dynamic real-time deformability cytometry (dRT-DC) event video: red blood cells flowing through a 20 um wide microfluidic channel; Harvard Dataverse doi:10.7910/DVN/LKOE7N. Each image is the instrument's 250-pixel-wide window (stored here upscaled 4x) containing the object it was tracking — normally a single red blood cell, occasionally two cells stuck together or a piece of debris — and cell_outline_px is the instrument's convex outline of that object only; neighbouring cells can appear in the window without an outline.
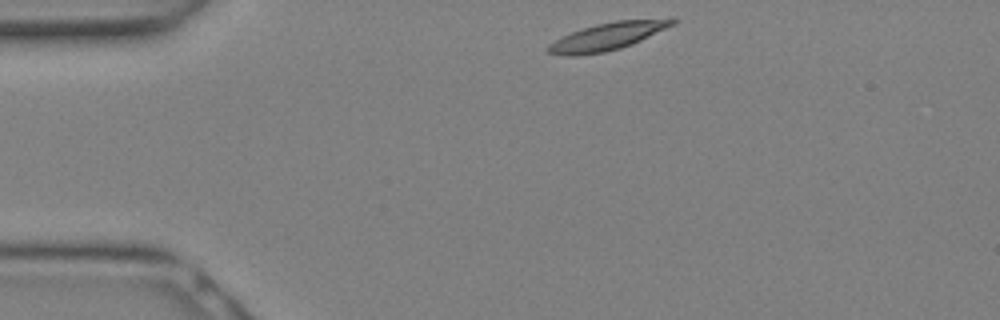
{"species": "Egyptian fruit bat (a non-hibernating species)", "species_latin": "Rousettus aegyptiacus", "temperature_condition": "warm", "stored_images_in_passage": 11, "camera_frame_rate_fps": 3000, "um_per_image_px": 0.085, "animal": {"sex": "female"}, "frame": {"image": 1, "passage_image": 1, "time_ms": 0.0, "image_size_px": [1000, 320], "cell_outline_px": [[676, 24], [632, 44], [620, 48], [604, 52], [576, 56], [564, 56], [548, 52], [544, 48], [548, 44], [572, 32], [596, 24], [616, 20], [676, 16]], "centroid_in_image_um": [51.73, 3.06], "position_along_channel_um": 33.3, "area_um2": 20.29}}
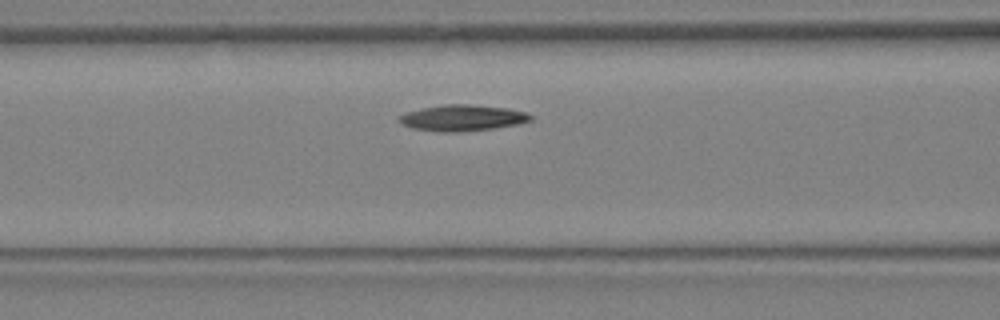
{"frame": {"image": 2, "passage_image": 7, "time_ms": 2.0, "image_size_px": [1000, 320], "cell_outline_px": [[532, 120], [516, 124], [492, 128], [452, 132], [440, 132], [412, 128], [396, 120], [400, 116], [408, 112], [424, 108], [444, 104], [472, 104], [508, 108], [524, 112], [532, 116]], "centroid_in_image_um": [39.3, 10.01], "position_along_channel_um": 127.3, "area_um2": 19.65}}
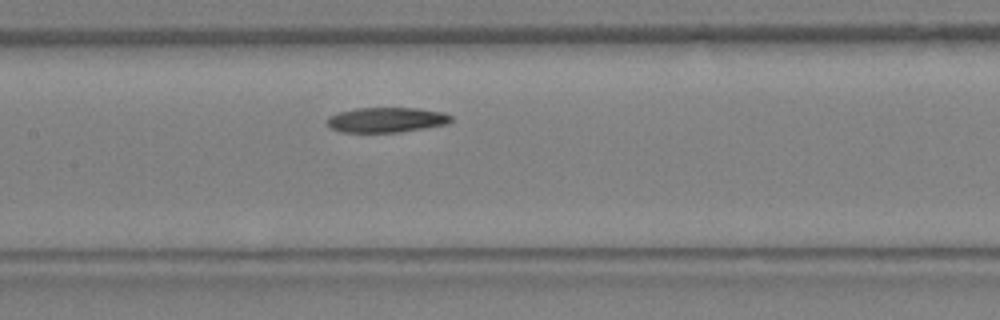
{"frame": {"image": 3, "passage_image": 9, "time_ms": 2.667, "image_size_px": [1000, 320], "cell_outline_px": [[452, 120], [448, 124], [400, 132], [340, 132], [332, 128], [328, 124], [328, 116], [340, 112], [356, 108], [416, 108], [444, 112], [452, 116]], "centroid_in_image_um": [32.88, 10.18], "position_along_channel_um": 174.5, "area_um2": 18.03}}